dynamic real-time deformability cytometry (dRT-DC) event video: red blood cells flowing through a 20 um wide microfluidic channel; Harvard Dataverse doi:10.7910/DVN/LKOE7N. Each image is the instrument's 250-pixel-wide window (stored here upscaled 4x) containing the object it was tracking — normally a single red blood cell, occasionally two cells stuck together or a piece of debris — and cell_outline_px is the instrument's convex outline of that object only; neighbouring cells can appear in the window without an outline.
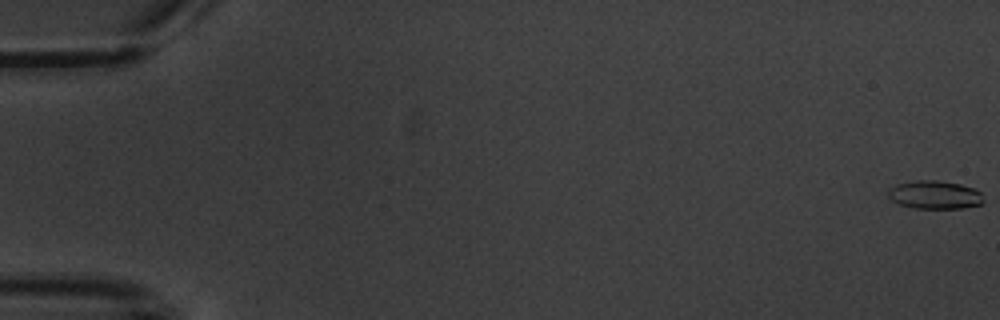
{"species": "common noctule bat (a hibernating species)", "species_latin": "Nyctalus noctula", "temperature_condition": "warm", "stored_images_in_passage": 6, "camera_frame_rate_fps": 3000, "um_per_image_px": 0.085, "animal": {"sex": "male", "body_mass_g": 20.1, "forearm_length_mm": 53.5}, "frame": {"image": 1, "passage_image": 1, "time_ms": 0.0, "image_size_px": [1000, 320], "cell_outline_px": [[984, 200], [980, 204], [960, 208], [916, 208], [900, 204], [892, 200], [888, 196], [888, 188], [896, 184], [916, 180], [936, 180], [960, 184], [972, 188], [980, 192]], "centroid_in_image_um": [79.42, 16.55], "position_along_channel_um": 5.6, "area_um2": 15.55}}